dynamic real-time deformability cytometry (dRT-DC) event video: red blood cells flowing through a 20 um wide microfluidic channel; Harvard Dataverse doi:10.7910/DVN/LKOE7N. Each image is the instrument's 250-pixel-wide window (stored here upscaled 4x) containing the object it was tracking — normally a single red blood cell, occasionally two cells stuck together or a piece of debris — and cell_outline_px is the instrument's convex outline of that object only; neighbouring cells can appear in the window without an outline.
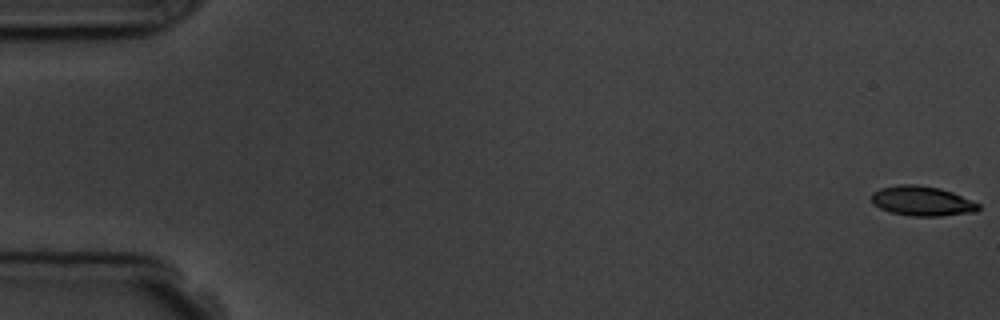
{"species": "common noctule bat (a hibernating species)", "species_latin": "Nyctalus noctula", "temperature_condition": "room temperature", "stored_images_in_passage": 5, "camera_frame_rate_fps": 3000, "um_per_image_px": 0.085, "animal": {"sex": "male", "body_mass_g": 19.5, "forearm_length_mm": 54.6}, "frame": {"image": 1, "passage_image": 1, "time_ms": 0.0, "image_size_px": [1000, 320], "cell_outline_px": [[980, 208], [976, 212], [940, 216], [908, 216], [888, 212], [872, 204], [872, 192], [880, 188], [900, 184], [916, 184], [940, 188], [952, 192], [980, 204]], "centroid_in_image_um": [78.35, 17.09], "position_along_channel_um": 6.6, "area_um2": 18.73}}
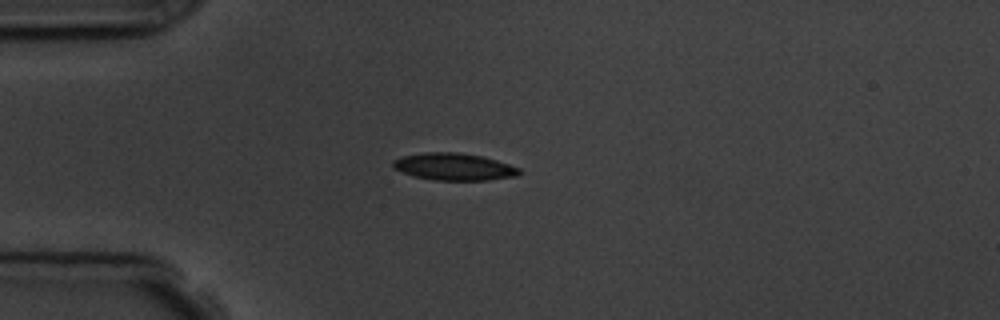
{"frame": {"image": 2, "passage_image": 5, "time_ms": 4.667, "image_size_px": [1000, 320], "cell_outline_px": [[524, 172], [516, 176], [488, 180], [436, 180], [412, 176], [392, 168], [392, 160], [400, 156], [424, 152], [460, 152], [484, 156], [520, 168]], "centroid_in_image_um": [38.57, 14.16], "position_along_channel_um": 46.4, "area_um2": 20.29}}